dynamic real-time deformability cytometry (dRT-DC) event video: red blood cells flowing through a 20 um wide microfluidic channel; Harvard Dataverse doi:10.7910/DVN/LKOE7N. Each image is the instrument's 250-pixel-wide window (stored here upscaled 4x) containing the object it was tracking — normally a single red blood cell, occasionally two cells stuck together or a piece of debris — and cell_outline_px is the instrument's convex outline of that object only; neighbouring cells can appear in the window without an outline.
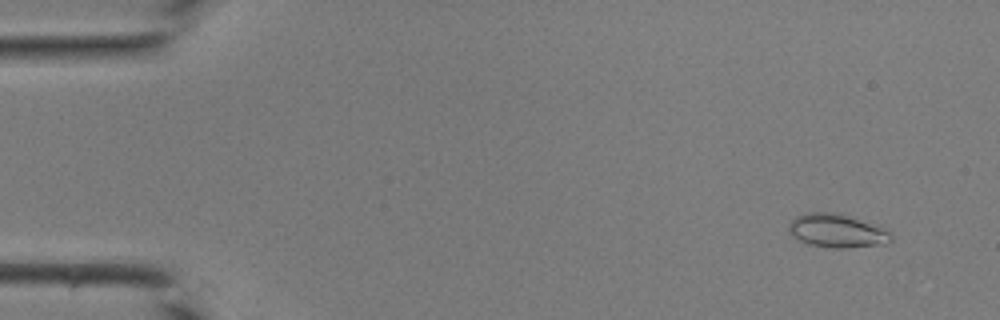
{"species": "common noctule bat (a hibernating species)", "species_latin": "Nyctalus noctula", "temperature_condition": "room temperature", "stored_images_in_passage": 22, "camera_frame_rate_fps": 3000, "um_per_image_px": 0.085, "animal": {"sex": "male", "body_mass_g": 19.0, "forearm_length_mm": 50.8}, "frame": {"image": 1, "passage_image": 4, "time_ms": 1.0, "image_size_px": [1000, 320], "cell_outline_px": [[892, 240], [884, 244], [844, 248], [836, 248], [808, 244], [792, 236], [788, 232], [788, 228], [792, 220], [796, 216], [808, 212], [832, 212], [848, 216], [880, 228], [888, 232], [892, 236]], "centroid_in_image_um": [71.07, 19.63], "position_along_channel_um": 13.9, "area_um2": 19.48}}
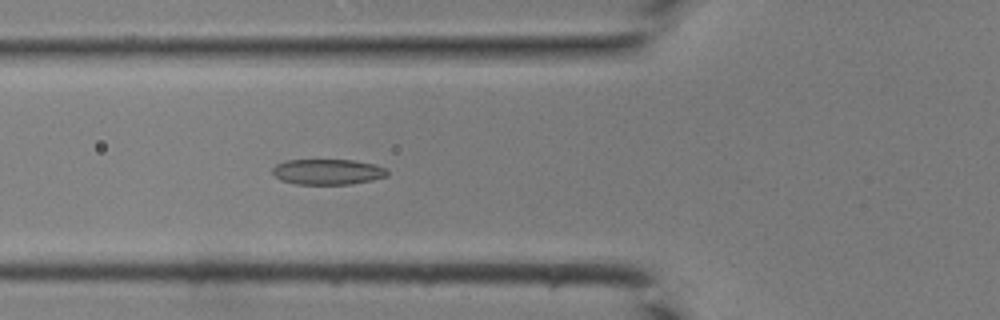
{"frame": {"image": 2, "passage_image": 17, "time_ms": 5.333, "image_size_px": [1000, 320], "cell_outline_px": [[388, 176], [372, 180], [352, 184], [296, 184], [280, 180], [272, 172], [272, 168], [276, 164], [284, 160], [352, 160], [372, 164], [384, 168], [388, 172]], "centroid_in_image_um": [27.82, 14.61], "position_along_channel_um": 98.0, "area_um2": 17.05}}
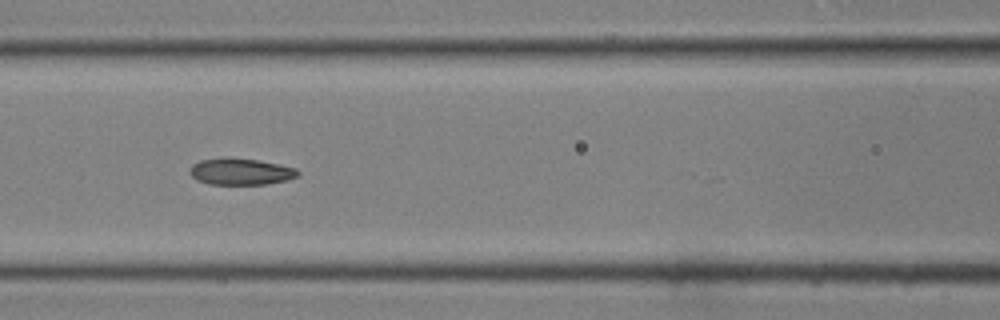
{"frame": {"image": 3, "passage_image": 20, "time_ms": 6.333, "image_size_px": [1000, 320], "cell_outline_px": [[300, 176], [284, 180], [264, 184], [208, 184], [196, 180], [188, 172], [192, 164], [200, 160], [256, 160], [280, 164], [296, 168], [300, 172]], "centroid_in_image_um": [20.48, 14.62], "position_along_channel_um": 146.1, "area_um2": 16.13}}